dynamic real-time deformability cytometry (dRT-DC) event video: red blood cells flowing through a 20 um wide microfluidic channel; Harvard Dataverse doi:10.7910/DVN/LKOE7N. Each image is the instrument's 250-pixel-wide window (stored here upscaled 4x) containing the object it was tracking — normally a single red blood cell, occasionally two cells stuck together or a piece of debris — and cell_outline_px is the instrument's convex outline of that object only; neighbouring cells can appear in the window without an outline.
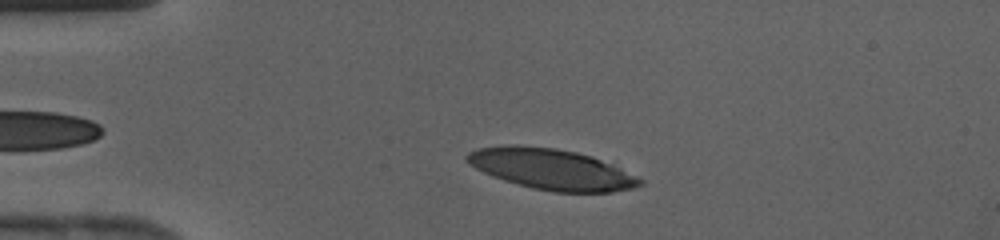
{"species": "human", "species_latin": "Homo sapiens", "temperature_condition": "cold", "stored_images_in_passage": 33, "camera_frame_rate_fps": 3000, "um_per_image_px": 0.085, "donor": {"sex": "female"}, "frame": {"image": 1, "passage_image": 5, "time_ms": 1.333, "image_size_px": [1000, 240], "cell_outline_px": [[644, 184], [632, 188], [612, 192], [552, 192], [532, 188], [504, 180], [492, 176], [468, 164], [464, 160], [464, 156], [468, 152], [476, 148], [512, 144], [516, 144], [556, 148], [576, 152], [592, 156], [612, 164], [644, 180]], "centroid_in_image_um": [46.84, 14.37], "position_along_channel_um": 38.2, "area_um2": 41.27}}
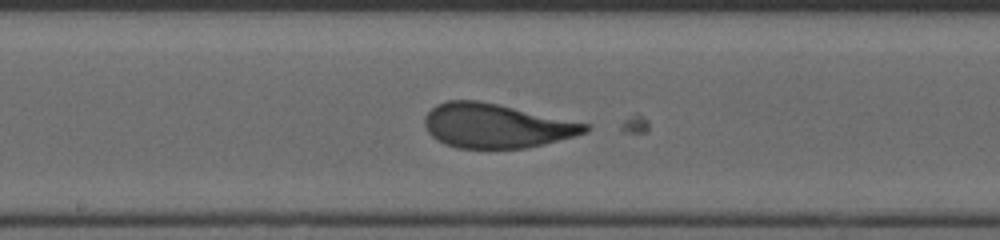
{"frame": {"image": 2, "passage_image": 18, "time_ms": 5.667, "image_size_px": [1000, 240], "cell_outline_px": [[592, 124], [588, 132], [524, 148], [456, 148], [444, 144], [436, 140], [428, 132], [424, 124], [424, 116], [436, 104], [448, 100], [476, 100], [496, 104]], "centroid_in_image_um": [42.14, 10.69], "position_along_channel_um": 206.1, "area_um2": 41.15}}
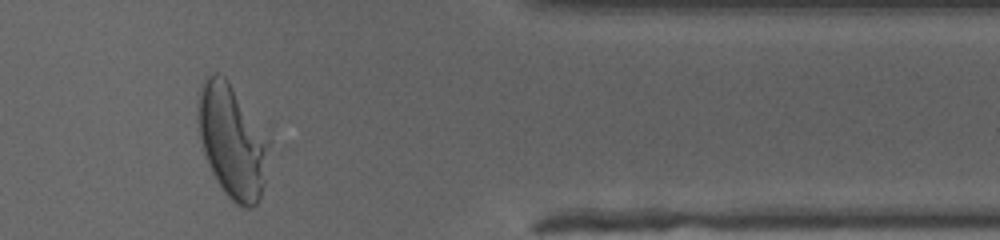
{"frame": {"image": 3, "passage_image": 31, "time_ms": 10.0, "image_size_px": [1000, 240], "cell_outline_px": [[284, 148], [256, 204], [252, 208], [244, 208], [236, 204], [224, 192], [216, 180], [212, 172], [204, 152], [200, 136], [200, 84], [212, 72], [216, 72], [224, 76], [228, 80]], "centroid_in_image_um": [20.03, 12.05], "position_along_channel_um": 391.4, "area_um2": 50.52}}